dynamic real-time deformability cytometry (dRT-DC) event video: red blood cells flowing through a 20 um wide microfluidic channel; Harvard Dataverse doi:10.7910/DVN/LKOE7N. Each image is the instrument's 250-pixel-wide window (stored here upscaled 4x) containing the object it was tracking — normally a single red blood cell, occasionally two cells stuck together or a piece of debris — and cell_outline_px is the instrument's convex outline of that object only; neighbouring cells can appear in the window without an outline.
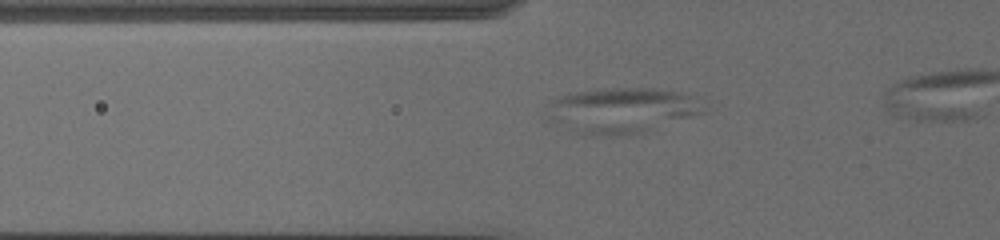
{"species": "common noctule bat (a hibernating species)", "species_latin": "Nyctalus noctula", "temperature_condition": "cold", "stored_images_in_passage": 14, "camera_frame_rate_fps": 3000, "um_per_image_px": 0.085, "animal": {"sex": "female", "body_mass_g": 19.5, "forearm_length_mm": 54.1}, "frame": {"image": 1, "passage_image": 5, "time_ms": 1.333, "image_size_px": [1000, 240], "cell_outline_px": [[704, 112], [688, 116], [560, 120], [548, 120], [544, 104], [568, 92], [608, 88], [652, 88], [676, 92], [692, 96]], "centroid_in_image_um": [52.79, 8.88], "position_along_channel_um": 73.0, "area_um2": 29.48}}